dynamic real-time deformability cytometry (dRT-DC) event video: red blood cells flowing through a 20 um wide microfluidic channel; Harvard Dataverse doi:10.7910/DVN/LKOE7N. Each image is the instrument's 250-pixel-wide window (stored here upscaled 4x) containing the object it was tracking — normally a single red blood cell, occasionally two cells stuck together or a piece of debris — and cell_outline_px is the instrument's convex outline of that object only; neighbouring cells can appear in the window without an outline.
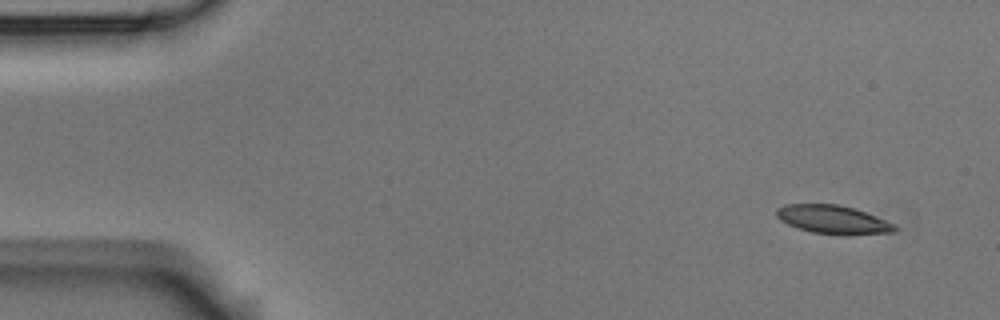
{"species": "Egyptian fruit bat (a non-hibernating species)", "species_latin": "Rousettus aegyptiacus", "temperature_condition": "room temperature", "stored_images_in_passage": 5, "camera_frame_rate_fps": 3000, "um_per_image_px": 0.085, "animal": {"sex": "male"}, "frame": {"image": 1, "passage_image": 1, "time_ms": 0.0, "image_size_px": [1000, 320], "cell_outline_px": [[900, 228], [896, 232], [812, 232], [788, 224], [780, 220], [776, 216], [776, 208], [784, 204], [836, 204], [852, 208], [864, 212], [896, 224]], "centroid_in_image_um": [70.75, 18.61], "position_along_channel_um": 14.3, "area_um2": 18.61}}
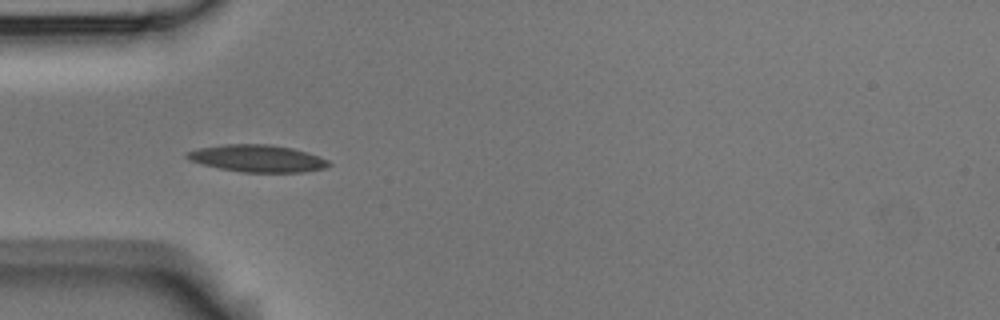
{"frame": {"image": 2, "passage_image": 4, "time_ms": 1.0, "image_size_px": [1000, 320], "cell_outline_px": [[332, 164], [324, 168], [304, 172], [240, 172], [220, 168], [204, 164], [192, 160], [184, 156], [188, 152], [200, 148], [224, 144], [268, 144], [292, 148], [320, 156], [328, 160]], "centroid_in_image_um": [21.93, 13.46], "position_along_channel_um": 63.1, "area_um2": 22.2}}
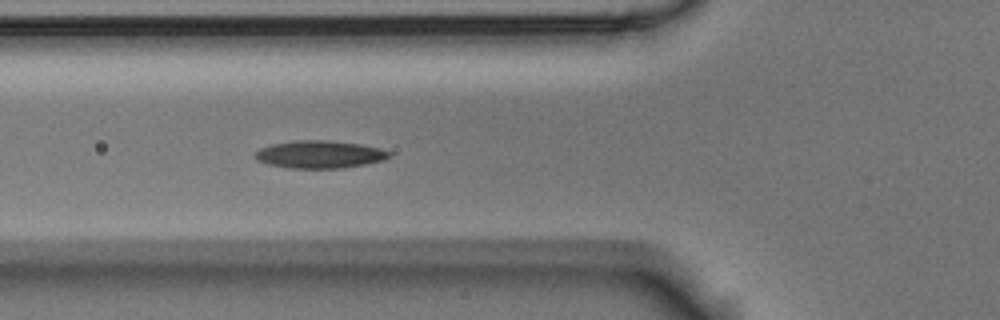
{"frame": {"image": 3, "passage_image": 5, "time_ms": 1.333, "image_size_px": [1000, 320], "cell_outline_px": [[392, 156], [384, 160], [364, 164], [340, 168], [288, 168], [268, 164], [256, 160], [256, 152], [260, 148], [272, 144], [296, 140], [328, 140], [360, 144], [380, 148], [392, 152]], "centroid_in_image_um": [27.2, 13.12], "position_along_channel_um": 98.6, "area_um2": 21.56}}